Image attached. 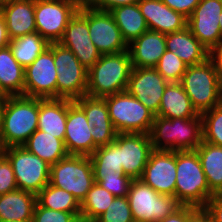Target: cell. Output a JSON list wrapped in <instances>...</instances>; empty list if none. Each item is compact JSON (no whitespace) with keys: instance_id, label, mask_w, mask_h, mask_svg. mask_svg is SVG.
Masks as SVG:
<instances>
[{"instance_id":"14","label":"cell","mask_w":222,"mask_h":222,"mask_svg":"<svg viewBox=\"0 0 222 222\" xmlns=\"http://www.w3.org/2000/svg\"><path fill=\"white\" fill-rule=\"evenodd\" d=\"M222 0H201L188 18L187 27L211 53L222 42L219 17Z\"/></svg>"},{"instance_id":"10","label":"cell","mask_w":222,"mask_h":222,"mask_svg":"<svg viewBox=\"0 0 222 222\" xmlns=\"http://www.w3.org/2000/svg\"><path fill=\"white\" fill-rule=\"evenodd\" d=\"M53 57L57 71V98L75 100L86 95L88 70L74 53L53 43Z\"/></svg>"},{"instance_id":"52","label":"cell","mask_w":222,"mask_h":222,"mask_svg":"<svg viewBox=\"0 0 222 222\" xmlns=\"http://www.w3.org/2000/svg\"><path fill=\"white\" fill-rule=\"evenodd\" d=\"M80 4H87L89 0H77Z\"/></svg>"},{"instance_id":"17","label":"cell","mask_w":222,"mask_h":222,"mask_svg":"<svg viewBox=\"0 0 222 222\" xmlns=\"http://www.w3.org/2000/svg\"><path fill=\"white\" fill-rule=\"evenodd\" d=\"M140 179L156 192L175 197L176 151L153 150Z\"/></svg>"},{"instance_id":"29","label":"cell","mask_w":222,"mask_h":222,"mask_svg":"<svg viewBox=\"0 0 222 222\" xmlns=\"http://www.w3.org/2000/svg\"><path fill=\"white\" fill-rule=\"evenodd\" d=\"M24 70L13 57L9 46L0 49V91L10 96L24 95Z\"/></svg>"},{"instance_id":"48","label":"cell","mask_w":222,"mask_h":222,"mask_svg":"<svg viewBox=\"0 0 222 222\" xmlns=\"http://www.w3.org/2000/svg\"><path fill=\"white\" fill-rule=\"evenodd\" d=\"M211 56L215 59L222 73V42L219 46L211 53Z\"/></svg>"},{"instance_id":"28","label":"cell","mask_w":222,"mask_h":222,"mask_svg":"<svg viewBox=\"0 0 222 222\" xmlns=\"http://www.w3.org/2000/svg\"><path fill=\"white\" fill-rule=\"evenodd\" d=\"M22 146L50 166L69 155L63 140L38 129Z\"/></svg>"},{"instance_id":"54","label":"cell","mask_w":222,"mask_h":222,"mask_svg":"<svg viewBox=\"0 0 222 222\" xmlns=\"http://www.w3.org/2000/svg\"><path fill=\"white\" fill-rule=\"evenodd\" d=\"M220 105H222V89H221V99H220Z\"/></svg>"},{"instance_id":"11","label":"cell","mask_w":222,"mask_h":222,"mask_svg":"<svg viewBox=\"0 0 222 222\" xmlns=\"http://www.w3.org/2000/svg\"><path fill=\"white\" fill-rule=\"evenodd\" d=\"M80 5L77 0H35L37 33L49 43H58Z\"/></svg>"},{"instance_id":"40","label":"cell","mask_w":222,"mask_h":222,"mask_svg":"<svg viewBox=\"0 0 222 222\" xmlns=\"http://www.w3.org/2000/svg\"><path fill=\"white\" fill-rule=\"evenodd\" d=\"M132 180L131 177L125 175L123 172H116L115 175H106L97 183L115 197H126Z\"/></svg>"},{"instance_id":"24","label":"cell","mask_w":222,"mask_h":222,"mask_svg":"<svg viewBox=\"0 0 222 222\" xmlns=\"http://www.w3.org/2000/svg\"><path fill=\"white\" fill-rule=\"evenodd\" d=\"M166 48L176 54L186 66L203 63L211 57V52L200 43L188 27L166 34Z\"/></svg>"},{"instance_id":"43","label":"cell","mask_w":222,"mask_h":222,"mask_svg":"<svg viewBox=\"0 0 222 222\" xmlns=\"http://www.w3.org/2000/svg\"><path fill=\"white\" fill-rule=\"evenodd\" d=\"M139 1L140 0H89L87 5L96 10L110 12L116 7L138 4Z\"/></svg>"},{"instance_id":"42","label":"cell","mask_w":222,"mask_h":222,"mask_svg":"<svg viewBox=\"0 0 222 222\" xmlns=\"http://www.w3.org/2000/svg\"><path fill=\"white\" fill-rule=\"evenodd\" d=\"M169 8L189 18L201 0H161Z\"/></svg>"},{"instance_id":"1","label":"cell","mask_w":222,"mask_h":222,"mask_svg":"<svg viewBox=\"0 0 222 222\" xmlns=\"http://www.w3.org/2000/svg\"><path fill=\"white\" fill-rule=\"evenodd\" d=\"M179 83L198 114L220 105L222 73L212 56L203 63L187 66Z\"/></svg>"},{"instance_id":"49","label":"cell","mask_w":222,"mask_h":222,"mask_svg":"<svg viewBox=\"0 0 222 222\" xmlns=\"http://www.w3.org/2000/svg\"><path fill=\"white\" fill-rule=\"evenodd\" d=\"M9 97L10 95L8 93L0 91V123H1L2 116L4 114V109H5V106Z\"/></svg>"},{"instance_id":"3","label":"cell","mask_w":222,"mask_h":222,"mask_svg":"<svg viewBox=\"0 0 222 222\" xmlns=\"http://www.w3.org/2000/svg\"><path fill=\"white\" fill-rule=\"evenodd\" d=\"M149 136L154 150H195L203 140L202 116L187 119L155 116Z\"/></svg>"},{"instance_id":"34","label":"cell","mask_w":222,"mask_h":222,"mask_svg":"<svg viewBox=\"0 0 222 222\" xmlns=\"http://www.w3.org/2000/svg\"><path fill=\"white\" fill-rule=\"evenodd\" d=\"M114 199L113 194L94 182L80 203L81 222H94L106 211Z\"/></svg>"},{"instance_id":"21","label":"cell","mask_w":222,"mask_h":222,"mask_svg":"<svg viewBox=\"0 0 222 222\" xmlns=\"http://www.w3.org/2000/svg\"><path fill=\"white\" fill-rule=\"evenodd\" d=\"M138 7L149 30L168 34L187 27L188 18L169 8L161 0H140Z\"/></svg>"},{"instance_id":"37","label":"cell","mask_w":222,"mask_h":222,"mask_svg":"<svg viewBox=\"0 0 222 222\" xmlns=\"http://www.w3.org/2000/svg\"><path fill=\"white\" fill-rule=\"evenodd\" d=\"M169 83H179L187 66L172 51L166 50L154 67Z\"/></svg>"},{"instance_id":"26","label":"cell","mask_w":222,"mask_h":222,"mask_svg":"<svg viewBox=\"0 0 222 222\" xmlns=\"http://www.w3.org/2000/svg\"><path fill=\"white\" fill-rule=\"evenodd\" d=\"M37 195L21 189L0 195V221L32 222Z\"/></svg>"},{"instance_id":"7","label":"cell","mask_w":222,"mask_h":222,"mask_svg":"<svg viewBox=\"0 0 222 222\" xmlns=\"http://www.w3.org/2000/svg\"><path fill=\"white\" fill-rule=\"evenodd\" d=\"M135 222H159L182 204L176 197L156 192L141 179H133L127 195Z\"/></svg>"},{"instance_id":"19","label":"cell","mask_w":222,"mask_h":222,"mask_svg":"<svg viewBox=\"0 0 222 222\" xmlns=\"http://www.w3.org/2000/svg\"><path fill=\"white\" fill-rule=\"evenodd\" d=\"M92 128L88 125L84 110L69 99L64 144L69 155L90 156L94 153Z\"/></svg>"},{"instance_id":"8","label":"cell","mask_w":222,"mask_h":222,"mask_svg":"<svg viewBox=\"0 0 222 222\" xmlns=\"http://www.w3.org/2000/svg\"><path fill=\"white\" fill-rule=\"evenodd\" d=\"M49 183L71 193L81 203L94 184L90 157L68 155L51 165Z\"/></svg>"},{"instance_id":"30","label":"cell","mask_w":222,"mask_h":222,"mask_svg":"<svg viewBox=\"0 0 222 222\" xmlns=\"http://www.w3.org/2000/svg\"><path fill=\"white\" fill-rule=\"evenodd\" d=\"M195 150L205 173L209 189L215 195L222 194V147L202 140Z\"/></svg>"},{"instance_id":"32","label":"cell","mask_w":222,"mask_h":222,"mask_svg":"<svg viewBox=\"0 0 222 222\" xmlns=\"http://www.w3.org/2000/svg\"><path fill=\"white\" fill-rule=\"evenodd\" d=\"M50 43L39 33L34 32L10 40L9 47L13 57L25 69L32 64L37 57L49 48Z\"/></svg>"},{"instance_id":"36","label":"cell","mask_w":222,"mask_h":222,"mask_svg":"<svg viewBox=\"0 0 222 222\" xmlns=\"http://www.w3.org/2000/svg\"><path fill=\"white\" fill-rule=\"evenodd\" d=\"M201 116L203 141L222 147V105L203 112Z\"/></svg>"},{"instance_id":"55","label":"cell","mask_w":222,"mask_h":222,"mask_svg":"<svg viewBox=\"0 0 222 222\" xmlns=\"http://www.w3.org/2000/svg\"><path fill=\"white\" fill-rule=\"evenodd\" d=\"M0 222H18V221H0Z\"/></svg>"},{"instance_id":"39","label":"cell","mask_w":222,"mask_h":222,"mask_svg":"<svg viewBox=\"0 0 222 222\" xmlns=\"http://www.w3.org/2000/svg\"><path fill=\"white\" fill-rule=\"evenodd\" d=\"M32 222H81V213L50 210L36 202Z\"/></svg>"},{"instance_id":"44","label":"cell","mask_w":222,"mask_h":222,"mask_svg":"<svg viewBox=\"0 0 222 222\" xmlns=\"http://www.w3.org/2000/svg\"><path fill=\"white\" fill-rule=\"evenodd\" d=\"M203 208L213 222H222V194L213 195Z\"/></svg>"},{"instance_id":"46","label":"cell","mask_w":222,"mask_h":222,"mask_svg":"<svg viewBox=\"0 0 222 222\" xmlns=\"http://www.w3.org/2000/svg\"><path fill=\"white\" fill-rule=\"evenodd\" d=\"M10 38L7 33L6 22L3 14L0 12V49L8 47Z\"/></svg>"},{"instance_id":"47","label":"cell","mask_w":222,"mask_h":222,"mask_svg":"<svg viewBox=\"0 0 222 222\" xmlns=\"http://www.w3.org/2000/svg\"><path fill=\"white\" fill-rule=\"evenodd\" d=\"M188 222H213L204 208H199L188 220Z\"/></svg>"},{"instance_id":"6","label":"cell","mask_w":222,"mask_h":222,"mask_svg":"<svg viewBox=\"0 0 222 222\" xmlns=\"http://www.w3.org/2000/svg\"><path fill=\"white\" fill-rule=\"evenodd\" d=\"M117 133L149 134L155 114L127 91L104 98Z\"/></svg>"},{"instance_id":"51","label":"cell","mask_w":222,"mask_h":222,"mask_svg":"<svg viewBox=\"0 0 222 222\" xmlns=\"http://www.w3.org/2000/svg\"><path fill=\"white\" fill-rule=\"evenodd\" d=\"M219 27H220L221 36H222V12H221L220 17H219Z\"/></svg>"},{"instance_id":"5","label":"cell","mask_w":222,"mask_h":222,"mask_svg":"<svg viewBox=\"0 0 222 222\" xmlns=\"http://www.w3.org/2000/svg\"><path fill=\"white\" fill-rule=\"evenodd\" d=\"M215 195L208 186L196 150L176 151L175 197L182 205L203 208Z\"/></svg>"},{"instance_id":"13","label":"cell","mask_w":222,"mask_h":222,"mask_svg":"<svg viewBox=\"0 0 222 222\" xmlns=\"http://www.w3.org/2000/svg\"><path fill=\"white\" fill-rule=\"evenodd\" d=\"M53 57V43L24 70V96L57 98V71Z\"/></svg>"},{"instance_id":"45","label":"cell","mask_w":222,"mask_h":222,"mask_svg":"<svg viewBox=\"0 0 222 222\" xmlns=\"http://www.w3.org/2000/svg\"><path fill=\"white\" fill-rule=\"evenodd\" d=\"M198 207L182 205L174 213L165 217L159 222H188L189 218L198 210Z\"/></svg>"},{"instance_id":"15","label":"cell","mask_w":222,"mask_h":222,"mask_svg":"<svg viewBox=\"0 0 222 222\" xmlns=\"http://www.w3.org/2000/svg\"><path fill=\"white\" fill-rule=\"evenodd\" d=\"M114 141L119 145V165H122L123 173L132 179H140L154 150L149 134L117 133Z\"/></svg>"},{"instance_id":"31","label":"cell","mask_w":222,"mask_h":222,"mask_svg":"<svg viewBox=\"0 0 222 222\" xmlns=\"http://www.w3.org/2000/svg\"><path fill=\"white\" fill-rule=\"evenodd\" d=\"M110 13L127 45L149 30L138 4L119 6L112 9Z\"/></svg>"},{"instance_id":"20","label":"cell","mask_w":222,"mask_h":222,"mask_svg":"<svg viewBox=\"0 0 222 222\" xmlns=\"http://www.w3.org/2000/svg\"><path fill=\"white\" fill-rule=\"evenodd\" d=\"M85 112L88 125L92 128L91 135L94 142V151L112 143L116 137L109 111L104 98H95L84 95L74 100Z\"/></svg>"},{"instance_id":"9","label":"cell","mask_w":222,"mask_h":222,"mask_svg":"<svg viewBox=\"0 0 222 222\" xmlns=\"http://www.w3.org/2000/svg\"><path fill=\"white\" fill-rule=\"evenodd\" d=\"M3 154L10 161L18 189L38 194L50 179V165L23 146L5 148Z\"/></svg>"},{"instance_id":"18","label":"cell","mask_w":222,"mask_h":222,"mask_svg":"<svg viewBox=\"0 0 222 222\" xmlns=\"http://www.w3.org/2000/svg\"><path fill=\"white\" fill-rule=\"evenodd\" d=\"M168 84L155 68H132L126 91L156 116Z\"/></svg>"},{"instance_id":"2","label":"cell","mask_w":222,"mask_h":222,"mask_svg":"<svg viewBox=\"0 0 222 222\" xmlns=\"http://www.w3.org/2000/svg\"><path fill=\"white\" fill-rule=\"evenodd\" d=\"M132 68L128 50L101 55L88 69L86 95L105 98L126 91Z\"/></svg>"},{"instance_id":"33","label":"cell","mask_w":222,"mask_h":222,"mask_svg":"<svg viewBox=\"0 0 222 222\" xmlns=\"http://www.w3.org/2000/svg\"><path fill=\"white\" fill-rule=\"evenodd\" d=\"M89 157L91 159L94 182L102 180L106 175H115L116 172H123L122 165H119V145L115 141L98 147Z\"/></svg>"},{"instance_id":"4","label":"cell","mask_w":222,"mask_h":222,"mask_svg":"<svg viewBox=\"0 0 222 222\" xmlns=\"http://www.w3.org/2000/svg\"><path fill=\"white\" fill-rule=\"evenodd\" d=\"M39 98L10 96L0 123L5 148L22 146L38 129Z\"/></svg>"},{"instance_id":"23","label":"cell","mask_w":222,"mask_h":222,"mask_svg":"<svg viewBox=\"0 0 222 222\" xmlns=\"http://www.w3.org/2000/svg\"><path fill=\"white\" fill-rule=\"evenodd\" d=\"M166 50V34L152 30H147L128 45L133 68H154Z\"/></svg>"},{"instance_id":"41","label":"cell","mask_w":222,"mask_h":222,"mask_svg":"<svg viewBox=\"0 0 222 222\" xmlns=\"http://www.w3.org/2000/svg\"><path fill=\"white\" fill-rule=\"evenodd\" d=\"M18 189L12 165L8 158L0 155V195Z\"/></svg>"},{"instance_id":"53","label":"cell","mask_w":222,"mask_h":222,"mask_svg":"<svg viewBox=\"0 0 222 222\" xmlns=\"http://www.w3.org/2000/svg\"><path fill=\"white\" fill-rule=\"evenodd\" d=\"M8 1H12V0H0V5L4 2H8Z\"/></svg>"},{"instance_id":"35","label":"cell","mask_w":222,"mask_h":222,"mask_svg":"<svg viewBox=\"0 0 222 222\" xmlns=\"http://www.w3.org/2000/svg\"><path fill=\"white\" fill-rule=\"evenodd\" d=\"M37 202L44 208L67 213H80V203L69 192L47 184L38 194Z\"/></svg>"},{"instance_id":"27","label":"cell","mask_w":222,"mask_h":222,"mask_svg":"<svg viewBox=\"0 0 222 222\" xmlns=\"http://www.w3.org/2000/svg\"><path fill=\"white\" fill-rule=\"evenodd\" d=\"M198 115L193 108L189 96L180 83H169L160 101V107L156 116L168 119L194 118Z\"/></svg>"},{"instance_id":"25","label":"cell","mask_w":222,"mask_h":222,"mask_svg":"<svg viewBox=\"0 0 222 222\" xmlns=\"http://www.w3.org/2000/svg\"><path fill=\"white\" fill-rule=\"evenodd\" d=\"M69 99L39 98L38 130L64 141Z\"/></svg>"},{"instance_id":"16","label":"cell","mask_w":222,"mask_h":222,"mask_svg":"<svg viewBox=\"0 0 222 222\" xmlns=\"http://www.w3.org/2000/svg\"><path fill=\"white\" fill-rule=\"evenodd\" d=\"M88 28L90 38L101 55L128 50V45L110 12L96 10L88 5Z\"/></svg>"},{"instance_id":"38","label":"cell","mask_w":222,"mask_h":222,"mask_svg":"<svg viewBox=\"0 0 222 222\" xmlns=\"http://www.w3.org/2000/svg\"><path fill=\"white\" fill-rule=\"evenodd\" d=\"M94 222H135L126 197H115L106 211Z\"/></svg>"},{"instance_id":"12","label":"cell","mask_w":222,"mask_h":222,"mask_svg":"<svg viewBox=\"0 0 222 222\" xmlns=\"http://www.w3.org/2000/svg\"><path fill=\"white\" fill-rule=\"evenodd\" d=\"M58 43L70 49L87 70L99 60L101 53L89 35L87 4H81L70 18L63 37Z\"/></svg>"},{"instance_id":"50","label":"cell","mask_w":222,"mask_h":222,"mask_svg":"<svg viewBox=\"0 0 222 222\" xmlns=\"http://www.w3.org/2000/svg\"><path fill=\"white\" fill-rule=\"evenodd\" d=\"M4 150H5V147H4L3 143H2L1 132H0V155L3 154Z\"/></svg>"},{"instance_id":"22","label":"cell","mask_w":222,"mask_h":222,"mask_svg":"<svg viewBox=\"0 0 222 222\" xmlns=\"http://www.w3.org/2000/svg\"><path fill=\"white\" fill-rule=\"evenodd\" d=\"M10 40L37 32L35 0H12L0 5Z\"/></svg>"}]
</instances>
